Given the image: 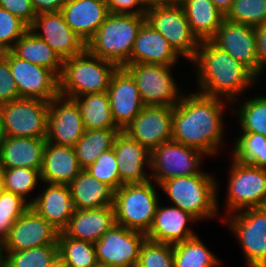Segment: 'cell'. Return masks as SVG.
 I'll return each instance as SVG.
<instances>
[{
	"label": "cell",
	"instance_id": "2",
	"mask_svg": "<svg viewBox=\"0 0 266 267\" xmlns=\"http://www.w3.org/2000/svg\"><path fill=\"white\" fill-rule=\"evenodd\" d=\"M191 62L197 68L198 92L210 97L224 98L229 104H234L237 97L240 98L244 90L257 80L247 67L211 40L200 41Z\"/></svg>",
	"mask_w": 266,
	"mask_h": 267
},
{
	"label": "cell",
	"instance_id": "53",
	"mask_svg": "<svg viewBox=\"0 0 266 267\" xmlns=\"http://www.w3.org/2000/svg\"><path fill=\"white\" fill-rule=\"evenodd\" d=\"M4 191H5L4 178L2 174V169L0 168V194L3 193Z\"/></svg>",
	"mask_w": 266,
	"mask_h": 267
},
{
	"label": "cell",
	"instance_id": "17",
	"mask_svg": "<svg viewBox=\"0 0 266 267\" xmlns=\"http://www.w3.org/2000/svg\"><path fill=\"white\" fill-rule=\"evenodd\" d=\"M211 41L228 52L258 78V59L255 27L223 19Z\"/></svg>",
	"mask_w": 266,
	"mask_h": 267
},
{
	"label": "cell",
	"instance_id": "30",
	"mask_svg": "<svg viewBox=\"0 0 266 267\" xmlns=\"http://www.w3.org/2000/svg\"><path fill=\"white\" fill-rule=\"evenodd\" d=\"M178 2L198 40H211L225 18L213 2L211 0H179Z\"/></svg>",
	"mask_w": 266,
	"mask_h": 267
},
{
	"label": "cell",
	"instance_id": "48",
	"mask_svg": "<svg viewBox=\"0 0 266 267\" xmlns=\"http://www.w3.org/2000/svg\"><path fill=\"white\" fill-rule=\"evenodd\" d=\"M257 59H258V77L262 74L263 68H266V23L255 27Z\"/></svg>",
	"mask_w": 266,
	"mask_h": 267
},
{
	"label": "cell",
	"instance_id": "55",
	"mask_svg": "<svg viewBox=\"0 0 266 267\" xmlns=\"http://www.w3.org/2000/svg\"><path fill=\"white\" fill-rule=\"evenodd\" d=\"M45 267H58V257L53 262L46 265Z\"/></svg>",
	"mask_w": 266,
	"mask_h": 267
},
{
	"label": "cell",
	"instance_id": "27",
	"mask_svg": "<svg viewBox=\"0 0 266 267\" xmlns=\"http://www.w3.org/2000/svg\"><path fill=\"white\" fill-rule=\"evenodd\" d=\"M178 54L167 40L145 21L137 34L129 59V64H162L174 66Z\"/></svg>",
	"mask_w": 266,
	"mask_h": 267
},
{
	"label": "cell",
	"instance_id": "54",
	"mask_svg": "<svg viewBox=\"0 0 266 267\" xmlns=\"http://www.w3.org/2000/svg\"><path fill=\"white\" fill-rule=\"evenodd\" d=\"M3 241L0 240V264L3 263Z\"/></svg>",
	"mask_w": 266,
	"mask_h": 267
},
{
	"label": "cell",
	"instance_id": "6",
	"mask_svg": "<svg viewBox=\"0 0 266 267\" xmlns=\"http://www.w3.org/2000/svg\"><path fill=\"white\" fill-rule=\"evenodd\" d=\"M152 179L140 184H126L114 191L115 221L127 229L147 233L160 200Z\"/></svg>",
	"mask_w": 266,
	"mask_h": 267
},
{
	"label": "cell",
	"instance_id": "13",
	"mask_svg": "<svg viewBox=\"0 0 266 267\" xmlns=\"http://www.w3.org/2000/svg\"><path fill=\"white\" fill-rule=\"evenodd\" d=\"M6 60L19 98H36L50 102L59 95V77L52 70L23 60L11 50L6 51Z\"/></svg>",
	"mask_w": 266,
	"mask_h": 267
},
{
	"label": "cell",
	"instance_id": "37",
	"mask_svg": "<svg viewBox=\"0 0 266 267\" xmlns=\"http://www.w3.org/2000/svg\"><path fill=\"white\" fill-rule=\"evenodd\" d=\"M3 253L5 267H45L58 257V244Z\"/></svg>",
	"mask_w": 266,
	"mask_h": 267
},
{
	"label": "cell",
	"instance_id": "12",
	"mask_svg": "<svg viewBox=\"0 0 266 267\" xmlns=\"http://www.w3.org/2000/svg\"><path fill=\"white\" fill-rule=\"evenodd\" d=\"M200 150L170 140L151 151L150 170L153 181L159 185L162 181L180 176L207 174L200 171L203 156Z\"/></svg>",
	"mask_w": 266,
	"mask_h": 267
},
{
	"label": "cell",
	"instance_id": "33",
	"mask_svg": "<svg viewBox=\"0 0 266 267\" xmlns=\"http://www.w3.org/2000/svg\"><path fill=\"white\" fill-rule=\"evenodd\" d=\"M120 128L85 130L83 136L74 146L78 163L82 169L93 164L105 151L114 146Z\"/></svg>",
	"mask_w": 266,
	"mask_h": 267
},
{
	"label": "cell",
	"instance_id": "34",
	"mask_svg": "<svg viewBox=\"0 0 266 267\" xmlns=\"http://www.w3.org/2000/svg\"><path fill=\"white\" fill-rule=\"evenodd\" d=\"M173 252L174 267H215L220 264L197 235L173 244Z\"/></svg>",
	"mask_w": 266,
	"mask_h": 267
},
{
	"label": "cell",
	"instance_id": "58",
	"mask_svg": "<svg viewBox=\"0 0 266 267\" xmlns=\"http://www.w3.org/2000/svg\"><path fill=\"white\" fill-rule=\"evenodd\" d=\"M0 267H5L4 263H1V264H0Z\"/></svg>",
	"mask_w": 266,
	"mask_h": 267
},
{
	"label": "cell",
	"instance_id": "43",
	"mask_svg": "<svg viewBox=\"0 0 266 267\" xmlns=\"http://www.w3.org/2000/svg\"><path fill=\"white\" fill-rule=\"evenodd\" d=\"M86 170L97 180L108 185L113 191L121 187L117 158L114 149L103 152Z\"/></svg>",
	"mask_w": 266,
	"mask_h": 267
},
{
	"label": "cell",
	"instance_id": "9",
	"mask_svg": "<svg viewBox=\"0 0 266 267\" xmlns=\"http://www.w3.org/2000/svg\"><path fill=\"white\" fill-rule=\"evenodd\" d=\"M235 213L223 221L239 240L248 267H266V207Z\"/></svg>",
	"mask_w": 266,
	"mask_h": 267
},
{
	"label": "cell",
	"instance_id": "36",
	"mask_svg": "<svg viewBox=\"0 0 266 267\" xmlns=\"http://www.w3.org/2000/svg\"><path fill=\"white\" fill-rule=\"evenodd\" d=\"M233 158L244 164L266 170V137L262 134L242 132L234 143Z\"/></svg>",
	"mask_w": 266,
	"mask_h": 267
},
{
	"label": "cell",
	"instance_id": "28",
	"mask_svg": "<svg viewBox=\"0 0 266 267\" xmlns=\"http://www.w3.org/2000/svg\"><path fill=\"white\" fill-rule=\"evenodd\" d=\"M46 138L6 136L0 143V168L41 170Z\"/></svg>",
	"mask_w": 266,
	"mask_h": 267
},
{
	"label": "cell",
	"instance_id": "20",
	"mask_svg": "<svg viewBox=\"0 0 266 267\" xmlns=\"http://www.w3.org/2000/svg\"><path fill=\"white\" fill-rule=\"evenodd\" d=\"M107 92L114 122L123 130L145 106L136 82L123 67L118 68Z\"/></svg>",
	"mask_w": 266,
	"mask_h": 267
},
{
	"label": "cell",
	"instance_id": "49",
	"mask_svg": "<svg viewBox=\"0 0 266 267\" xmlns=\"http://www.w3.org/2000/svg\"><path fill=\"white\" fill-rule=\"evenodd\" d=\"M36 15L41 13L61 12L66 0H31Z\"/></svg>",
	"mask_w": 266,
	"mask_h": 267
},
{
	"label": "cell",
	"instance_id": "11",
	"mask_svg": "<svg viewBox=\"0 0 266 267\" xmlns=\"http://www.w3.org/2000/svg\"><path fill=\"white\" fill-rule=\"evenodd\" d=\"M0 108L6 136L46 138L48 101L18 98Z\"/></svg>",
	"mask_w": 266,
	"mask_h": 267
},
{
	"label": "cell",
	"instance_id": "22",
	"mask_svg": "<svg viewBox=\"0 0 266 267\" xmlns=\"http://www.w3.org/2000/svg\"><path fill=\"white\" fill-rule=\"evenodd\" d=\"M61 13L85 44L110 14L106 0H66Z\"/></svg>",
	"mask_w": 266,
	"mask_h": 267
},
{
	"label": "cell",
	"instance_id": "32",
	"mask_svg": "<svg viewBox=\"0 0 266 267\" xmlns=\"http://www.w3.org/2000/svg\"><path fill=\"white\" fill-rule=\"evenodd\" d=\"M72 99L79 107L85 130L119 128L112 116L107 91Z\"/></svg>",
	"mask_w": 266,
	"mask_h": 267
},
{
	"label": "cell",
	"instance_id": "15",
	"mask_svg": "<svg viewBox=\"0 0 266 267\" xmlns=\"http://www.w3.org/2000/svg\"><path fill=\"white\" fill-rule=\"evenodd\" d=\"M172 118L171 106H144L122 131L151 152L172 140Z\"/></svg>",
	"mask_w": 266,
	"mask_h": 267
},
{
	"label": "cell",
	"instance_id": "16",
	"mask_svg": "<svg viewBox=\"0 0 266 267\" xmlns=\"http://www.w3.org/2000/svg\"><path fill=\"white\" fill-rule=\"evenodd\" d=\"M84 131L79 107L73 99L58 95L49 102L47 142L74 147Z\"/></svg>",
	"mask_w": 266,
	"mask_h": 267
},
{
	"label": "cell",
	"instance_id": "1",
	"mask_svg": "<svg viewBox=\"0 0 266 267\" xmlns=\"http://www.w3.org/2000/svg\"><path fill=\"white\" fill-rule=\"evenodd\" d=\"M223 101L199 92L183 95L173 107L172 140L214 156L224 136Z\"/></svg>",
	"mask_w": 266,
	"mask_h": 267
},
{
	"label": "cell",
	"instance_id": "57",
	"mask_svg": "<svg viewBox=\"0 0 266 267\" xmlns=\"http://www.w3.org/2000/svg\"><path fill=\"white\" fill-rule=\"evenodd\" d=\"M94 267H113L106 263L97 262V264Z\"/></svg>",
	"mask_w": 266,
	"mask_h": 267
},
{
	"label": "cell",
	"instance_id": "21",
	"mask_svg": "<svg viewBox=\"0 0 266 267\" xmlns=\"http://www.w3.org/2000/svg\"><path fill=\"white\" fill-rule=\"evenodd\" d=\"M121 186L126 184H140L150 180L144 166L150 168L151 152L131 139L126 133L120 131L114 141L113 146Z\"/></svg>",
	"mask_w": 266,
	"mask_h": 267
},
{
	"label": "cell",
	"instance_id": "42",
	"mask_svg": "<svg viewBox=\"0 0 266 267\" xmlns=\"http://www.w3.org/2000/svg\"><path fill=\"white\" fill-rule=\"evenodd\" d=\"M30 204L21 196L4 191L0 194V240H4L16 220L22 216Z\"/></svg>",
	"mask_w": 266,
	"mask_h": 267
},
{
	"label": "cell",
	"instance_id": "24",
	"mask_svg": "<svg viewBox=\"0 0 266 267\" xmlns=\"http://www.w3.org/2000/svg\"><path fill=\"white\" fill-rule=\"evenodd\" d=\"M41 194L29 201L30 207L59 232L68 224L74 213L68 185L47 183Z\"/></svg>",
	"mask_w": 266,
	"mask_h": 267
},
{
	"label": "cell",
	"instance_id": "44",
	"mask_svg": "<svg viewBox=\"0 0 266 267\" xmlns=\"http://www.w3.org/2000/svg\"><path fill=\"white\" fill-rule=\"evenodd\" d=\"M28 29L23 21L0 7V53L11 50Z\"/></svg>",
	"mask_w": 266,
	"mask_h": 267
},
{
	"label": "cell",
	"instance_id": "47",
	"mask_svg": "<svg viewBox=\"0 0 266 267\" xmlns=\"http://www.w3.org/2000/svg\"><path fill=\"white\" fill-rule=\"evenodd\" d=\"M106 2L109 12L113 14L145 15L148 7L143 0H106Z\"/></svg>",
	"mask_w": 266,
	"mask_h": 267
},
{
	"label": "cell",
	"instance_id": "41",
	"mask_svg": "<svg viewBox=\"0 0 266 267\" xmlns=\"http://www.w3.org/2000/svg\"><path fill=\"white\" fill-rule=\"evenodd\" d=\"M136 267H174L173 244L145 238L139 250Z\"/></svg>",
	"mask_w": 266,
	"mask_h": 267
},
{
	"label": "cell",
	"instance_id": "4",
	"mask_svg": "<svg viewBox=\"0 0 266 267\" xmlns=\"http://www.w3.org/2000/svg\"><path fill=\"white\" fill-rule=\"evenodd\" d=\"M119 67L113 62L92 55L87 49L64 59L59 76V95L67 98L106 92L112 75Z\"/></svg>",
	"mask_w": 266,
	"mask_h": 267
},
{
	"label": "cell",
	"instance_id": "18",
	"mask_svg": "<svg viewBox=\"0 0 266 267\" xmlns=\"http://www.w3.org/2000/svg\"><path fill=\"white\" fill-rule=\"evenodd\" d=\"M59 231L31 207L20 216L3 240V251H21L57 244Z\"/></svg>",
	"mask_w": 266,
	"mask_h": 267
},
{
	"label": "cell",
	"instance_id": "10",
	"mask_svg": "<svg viewBox=\"0 0 266 267\" xmlns=\"http://www.w3.org/2000/svg\"><path fill=\"white\" fill-rule=\"evenodd\" d=\"M232 161L226 199L228 213L266 207V170Z\"/></svg>",
	"mask_w": 266,
	"mask_h": 267
},
{
	"label": "cell",
	"instance_id": "25",
	"mask_svg": "<svg viewBox=\"0 0 266 267\" xmlns=\"http://www.w3.org/2000/svg\"><path fill=\"white\" fill-rule=\"evenodd\" d=\"M114 224L116 221L113 205L97 209H75L62 232L70 238L95 243Z\"/></svg>",
	"mask_w": 266,
	"mask_h": 267
},
{
	"label": "cell",
	"instance_id": "19",
	"mask_svg": "<svg viewBox=\"0 0 266 267\" xmlns=\"http://www.w3.org/2000/svg\"><path fill=\"white\" fill-rule=\"evenodd\" d=\"M62 60L86 49L83 40L66 24L61 12L41 13L30 27ZM41 31L40 33L38 31Z\"/></svg>",
	"mask_w": 266,
	"mask_h": 267
},
{
	"label": "cell",
	"instance_id": "51",
	"mask_svg": "<svg viewBox=\"0 0 266 267\" xmlns=\"http://www.w3.org/2000/svg\"><path fill=\"white\" fill-rule=\"evenodd\" d=\"M147 6L153 5V4H165V3H175L178 2V0H143Z\"/></svg>",
	"mask_w": 266,
	"mask_h": 267
},
{
	"label": "cell",
	"instance_id": "35",
	"mask_svg": "<svg viewBox=\"0 0 266 267\" xmlns=\"http://www.w3.org/2000/svg\"><path fill=\"white\" fill-rule=\"evenodd\" d=\"M57 244L61 261L71 267H94L98 262L92 242L70 238L60 231Z\"/></svg>",
	"mask_w": 266,
	"mask_h": 267
},
{
	"label": "cell",
	"instance_id": "3",
	"mask_svg": "<svg viewBox=\"0 0 266 267\" xmlns=\"http://www.w3.org/2000/svg\"><path fill=\"white\" fill-rule=\"evenodd\" d=\"M145 21V15L110 13L86 43V49L119 68L124 67L129 64L138 31Z\"/></svg>",
	"mask_w": 266,
	"mask_h": 267
},
{
	"label": "cell",
	"instance_id": "46",
	"mask_svg": "<svg viewBox=\"0 0 266 267\" xmlns=\"http://www.w3.org/2000/svg\"><path fill=\"white\" fill-rule=\"evenodd\" d=\"M0 7L19 18L29 28L37 16L31 0H0Z\"/></svg>",
	"mask_w": 266,
	"mask_h": 267
},
{
	"label": "cell",
	"instance_id": "56",
	"mask_svg": "<svg viewBox=\"0 0 266 267\" xmlns=\"http://www.w3.org/2000/svg\"><path fill=\"white\" fill-rule=\"evenodd\" d=\"M58 267H71L61 261V258L58 256Z\"/></svg>",
	"mask_w": 266,
	"mask_h": 267
},
{
	"label": "cell",
	"instance_id": "29",
	"mask_svg": "<svg viewBox=\"0 0 266 267\" xmlns=\"http://www.w3.org/2000/svg\"><path fill=\"white\" fill-rule=\"evenodd\" d=\"M74 209H97L113 205L114 191L86 169L68 184Z\"/></svg>",
	"mask_w": 266,
	"mask_h": 267
},
{
	"label": "cell",
	"instance_id": "5",
	"mask_svg": "<svg viewBox=\"0 0 266 267\" xmlns=\"http://www.w3.org/2000/svg\"><path fill=\"white\" fill-rule=\"evenodd\" d=\"M215 180L211 174H195L170 178L162 181L159 186L174 206L201 221L218 215V186Z\"/></svg>",
	"mask_w": 266,
	"mask_h": 267
},
{
	"label": "cell",
	"instance_id": "14",
	"mask_svg": "<svg viewBox=\"0 0 266 267\" xmlns=\"http://www.w3.org/2000/svg\"><path fill=\"white\" fill-rule=\"evenodd\" d=\"M146 234L114 224L95 242L97 261L113 267H136Z\"/></svg>",
	"mask_w": 266,
	"mask_h": 267
},
{
	"label": "cell",
	"instance_id": "52",
	"mask_svg": "<svg viewBox=\"0 0 266 267\" xmlns=\"http://www.w3.org/2000/svg\"><path fill=\"white\" fill-rule=\"evenodd\" d=\"M5 137H6V134L4 131L2 112H1V108H0V143Z\"/></svg>",
	"mask_w": 266,
	"mask_h": 267
},
{
	"label": "cell",
	"instance_id": "38",
	"mask_svg": "<svg viewBox=\"0 0 266 267\" xmlns=\"http://www.w3.org/2000/svg\"><path fill=\"white\" fill-rule=\"evenodd\" d=\"M237 112L242 132L262 134L266 137V96L249 98L239 106Z\"/></svg>",
	"mask_w": 266,
	"mask_h": 267
},
{
	"label": "cell",
	"instance_id": "23",
	"mask_svg": "<svg viewBox=\"0 0 266 267\" xmlns=\"http://www.w3.org/2000/svg\"><path fill=\"white\" fill-rule=\"evenodd\" d=\"M196 218L177 206H160L158 203L153 222L146 233V238L168 244L184 242L196 234L188 228V222Z\"/></svg>",
	"mask_w": 266,
	"mask_h": 267
},
{
	"label": "cell",
	"instance_id": "50",
	"mask_svg": "<svg viewBox=\"0 0 266 267\" xmlns=\"http://www.w3.org/2000/svg\"><path fill=\"white\" fill-rule=\"evenodd\" d=\"M215 7L226 16L230 11L234 0H211Z\"/></svg>",
	"mask_w": 266,
	"mask_h": 267
},
{
	"label": "cell",
	"instance_id": "40",
	"mask_svg": "<svg viewBox=\"0 0 266 267\" xmlns=\"http://www.w3.org/2000/svg\"><path fill=\"white\" fill-rule=\"evenodd\" d=\"M225 18L252 27L264 24L266 23V0H234Z\"/></svg>",
	"mask_w": 266,
	"mask_h": 267
},
{
	"label": "cell",
	"instance_id": "45",
	"mask_svg": "<svg viewBox=\"0 0 266 267\" xmlns=\"http://www.w3.org/2000/svg\"><path fill=\"white\" fill-rule=\"evenodd\" d=\"M18 98V89L4 51L0 53V106Z\"/></svg>",
	"mask_w": 266,
	"mask_h": 267
},
{
	"label": "cell",
	"instance_id": "39",
	"mask_svg": "<svg viewBox=\"0 0 266 267\" xmlns=\"http://www.w3.org/2000/svg\"><path fill=\"white\" fill-rule=\"evenodd\" d=\"M6 191L21 196L29 203L26 196L35 189L41 180V170L31 168H1Z\"/></svg>",
	"mask_w": 266,
	"mask_h": 267
},
{
	"label": "cell",
	"instance_id": "7",
	"mask_svg": "<svg viewBox=\"0 0 266 267\" xmlns=\"http://www.w3.org/2000/svg\"><path fill=\"white\" fill-rule=\"evenodd\" d=\"M145 17L179 56L193 60L200 41L192 32L179 2L149 5Z\"/></svg>",
	"mask_w": 266,
	"mask_h": 267
},
{
	"label": "cell",
	"instance_id": "8",
	"mask_svg": "<svg viewBox=\"0 0 266 267\" xmlns=\"http://www.w3.org/2000/svg\"><path fill=\"white\" fill-rule=\"evenodd\" d=\"M173 66L162 64H127L123 68L135 80L145 106H171L183 96L170 72Z\"/></svg>",
	"mask_w": 266,
	"mask_h": 267
},
{
	"label": "cell",
	"instance_id": "26",
	"mask_svg": "<svg viewBox=\"0 0 266 267\" xmlns=\"http://www.w3.org/2000/svg\"><path fill=\"white\" fill-rule=\"evenodd\" d=\"M81 170L74 147L46 141L40 171L41 182L68 185Z\"/></svg>",
	"mask_w": 266,
	"mask_h": 267
},
{
	"label": "cell",
	"instance_id": "31",
	"mask_svg": "<svg viewBox=\"0 0 266 267\" xmlns=\"http://www.w3.org/2000/svg\"><path fill=\"white\" fill-rule=\"evenodd\" d=\"M11 51L19 58L52 70L58 77L63 60L30 28L14 44Z\"/></svg>",
	"mask_w": 266,
	"mask_h": 267
}]
</instances>
